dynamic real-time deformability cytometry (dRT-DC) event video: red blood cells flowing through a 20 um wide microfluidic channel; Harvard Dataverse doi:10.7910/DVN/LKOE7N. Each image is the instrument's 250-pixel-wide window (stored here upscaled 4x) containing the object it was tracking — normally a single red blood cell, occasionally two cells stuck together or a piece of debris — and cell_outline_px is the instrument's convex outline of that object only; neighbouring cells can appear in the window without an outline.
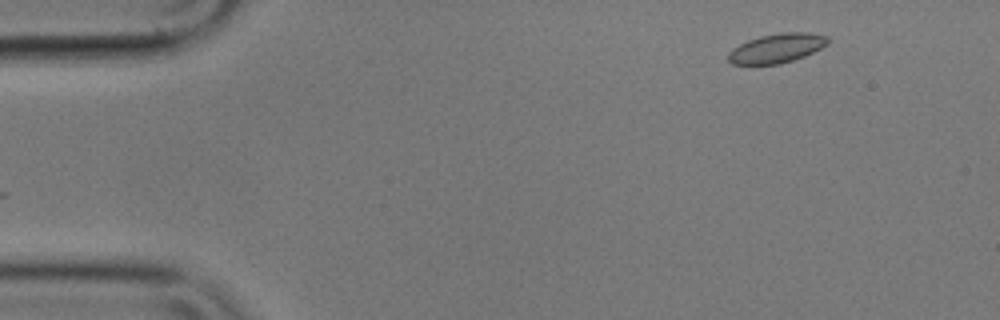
{"species": "common noctule bat (a hibernating species)", "species_latin": "Nyctalus noctula", "temperature_condition": "cold", "stored_images_in_passage": 52, "camera_frame_rate_fps": 3000, "um_per_image_px": 0.085, "animal": {"sex": "male", "body_mass_g": 17.9}, "frame": {"image": 1, "passage_image": 1, "time_ms": 0.0, "image_size_px": [1000, 320], "cell_outline_px": [[828, 44], [804, 56], [780, 64], [732, 64], [728, 60], [728, 52], [732, 48], [748, 40], [760, 36], [780, 32], [812, 32], [828, 36]], "centroid_in_image_um": [66.02, 4.08], "position_along_channel_um": 19.0, "area_um2": 16.99}}
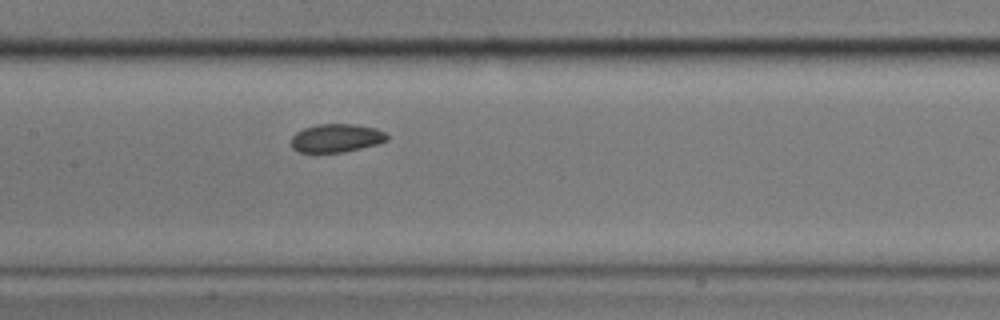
{"frame": {"image": 2, "passage_image": 22, "time_ms": 7.0, "image_size_px": [1000, 320], "cell_outline_px": [[388, 140], [376, 144], [344, 152], [296, 152], [292, 148], [292, 136], [296, 132], [304, 128], [316, 124], [356, 124], [376, 128], [384, 132], [388, 136]], "centroid_in_image_um": [28.58, 11.73], "position_along_channel_um": 178.8, "area_um2": 15.84}}
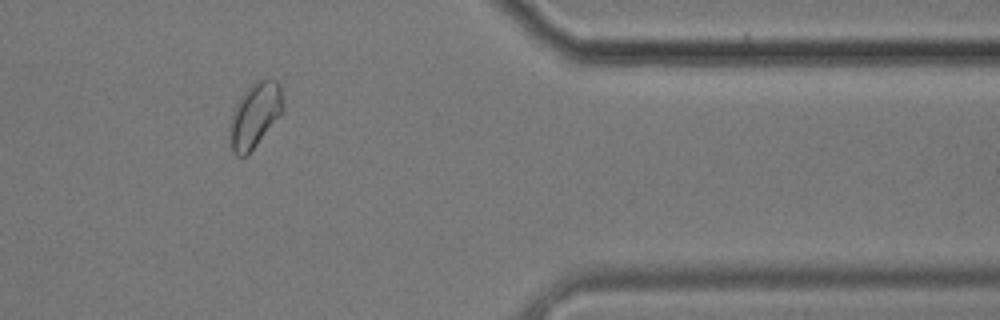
{"frame": {"image": 3, "passage_image": 42, "time_ms": 13.667, "image_size_px": [1000, 320], "cell_outline_px": [[284, 108], [248, 156], [236, 156], [232, 152], [228, 140], [228, 124], [236, 104], [244, 92], [256, 80], [276, 80], [280, 84]], "centroid_in_image_um": [21.61, 9.84], "position_along_channel_um": 389.8, "area_um2": 20.11}, "authors_computed_cell_mechanics": {"area_um2": 16.9643, "velocity_mm_per_s": 3.4925, "shape_relaxation_time_tau1_ms": null, "shape_relaxation_time_tau2_ms": 3.2631, "deformation_change_tau1": null, "deformation_change_tau2": 0.0529}}